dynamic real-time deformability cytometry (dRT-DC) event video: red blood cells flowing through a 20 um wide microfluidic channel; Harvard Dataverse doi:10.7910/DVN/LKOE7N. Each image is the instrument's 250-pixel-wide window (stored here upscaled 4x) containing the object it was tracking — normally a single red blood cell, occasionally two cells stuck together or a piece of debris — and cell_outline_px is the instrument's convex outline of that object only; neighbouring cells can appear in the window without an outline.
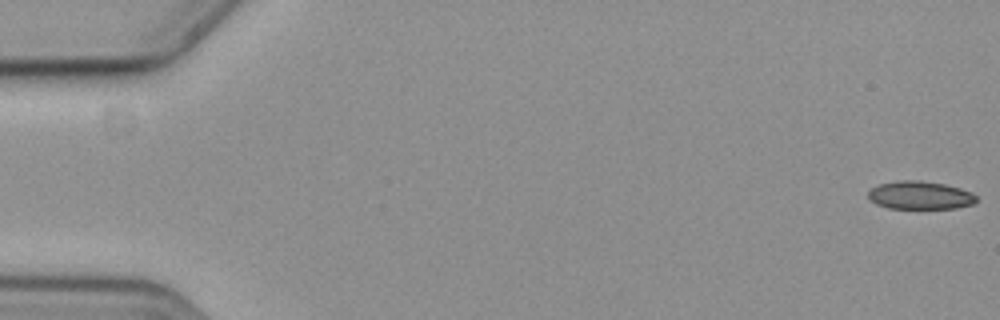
{"species": "common noctule bat (a hibernating species)", "species_latin": "Nyctalus noctula", "temperature_condition": "cold", "stored_images_in_passage": 19, "camera_frame_rate_fps": 3000, "um_per_image_px": 0.085, "animal": {"sex": "female", "body_mass_g": 19.3, "forearm_length_mm": 54.1}, "frame": {"image": 1, "passage_image": 1, "time_ms": 0.0, "image_size_px": [1000, 320], "cell_outline_px": [[976, 200], [972, 204], [956, 208], [888, 208], [876, 204], [868, 196], [868, 192], [872, 188], [880, 184], [900, 180], [920, 180], [944, 184], [960, 188], [972, 192], [976, 196]], "centroid_in_image_um": [78.21, 16.59], "position_along_channel_um": 6.8, "area_um2": 17.57}}
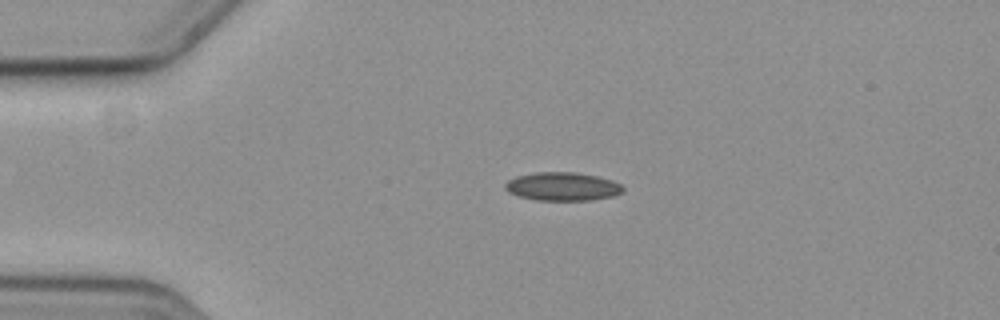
{"frame": {"image": 2, "passage_image": 14, "time_ms": 4.333, "image_size_px": [1000, 320], "cell_outline_px": [[624, 192], [612, 196], [588, 200], [536, 200], [520, 196], [504, 188], [504, 184], [508, 180], [516, 176], [536, 172], [576, 172], [596, 176], [612, 180], [620, 184], [624, 188]], "centroid_in_image_um": [47.82, 15.84], "position_along_channel_um": 37.2, "area_um2": 19.36}}